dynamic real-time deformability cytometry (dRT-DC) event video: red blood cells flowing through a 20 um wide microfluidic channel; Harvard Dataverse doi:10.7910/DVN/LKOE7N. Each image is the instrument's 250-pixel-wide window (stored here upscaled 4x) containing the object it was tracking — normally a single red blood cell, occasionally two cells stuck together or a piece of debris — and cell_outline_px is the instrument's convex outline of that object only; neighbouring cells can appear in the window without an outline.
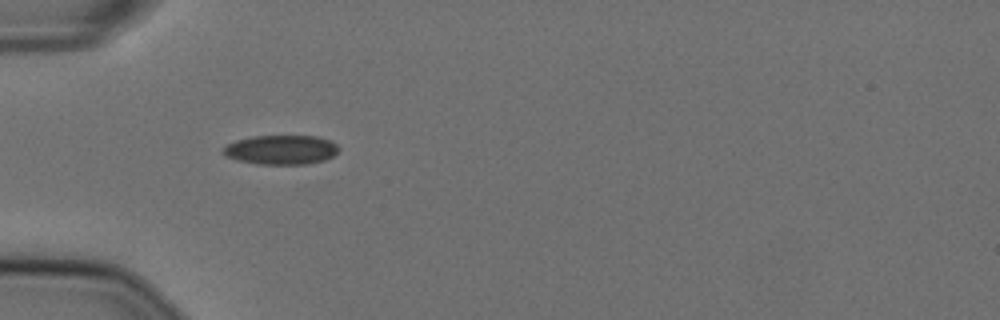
{"species": "Egyptian fruit bat (a non-hibernating species)", "species_latin": "Rousettus aegyptiacus", "temperature_condition": "cold", "stored_images_in_passage": 39, "camera_frame_rate_fps": 3000, "um_per_image_px": 0.085, "animal": {"sex": "female"}, "frame": {"image": 1, "passage_image": 1, "time_ms": 0.0, "image_size_px": [1000, 320], "cell_outline_px": [[340, 148], [332, 156], [324, 160], [308, 164], [256, 164], [236, 160], [224, 156], [220, 152], [228, 144], [236, 140], [252, 136], [316, 136], [332, 140]], "centroid_in_image_um": [23.87, 12.73], "position_along_channel_um": 61.1, "area_um2": 19.94}}
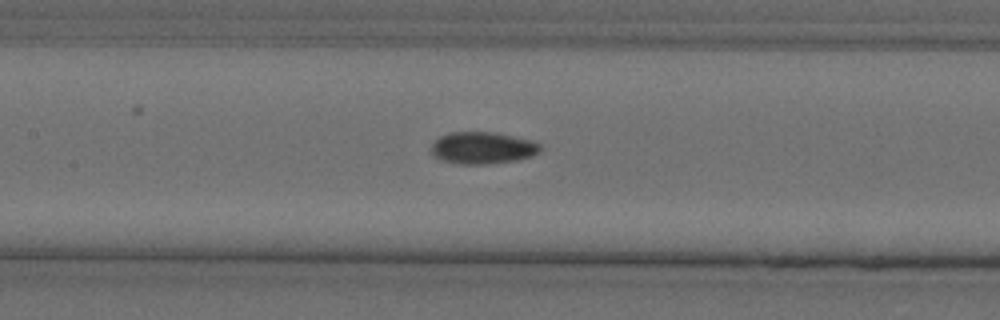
{"frame": {"image": 2, "passage_image": 10, "time_ms": 3.0, "image_size_px": [1000, 320], "cell_outline_px": [[540, 152], [532, 156], [516, 160], [484, 164], [456, 164], [432, 156], [432, 144], [440, 136], [452, 132], [492, 132], [532, 140], [540, 144]], "centroid_in_image_um": [41.02, 12.57], "position_along_channel_um": 166.4, "area_um2": 20.17}}
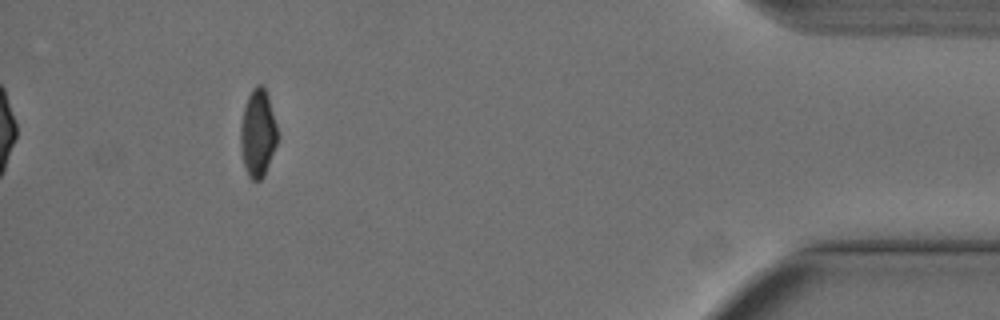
{"frame": {"image": 3, "passage_image": 35, "time_ms": 11.333, "image_size_px": [1000, 320], "cell_outline_px": [[276, 144], [264, 176], [260, 180], [252, 180], [248, 176], [244, 164], [240, 148], [240, 124], [244, 108], [248, 96], [252, 88], [256, 84], [260, 84], [264, 88], [268, 96], [276, 124]], "centroid_in_image_um": [21.89, 11.32], "position_along_channel_um": 413.3, "area_um2": 18.61}, "authors_computed_cell_mechanics": {"area_um2": 19.941, "velocity_mm_per_s": 3.6304, "shape_relaxation_time_tau1_ms": 9.1561, "shape_relaxation_time_tau2_ms": 3.7463, "deformation_change_tau1": 0.1558, "deformation_change_tau2": 0.065}}